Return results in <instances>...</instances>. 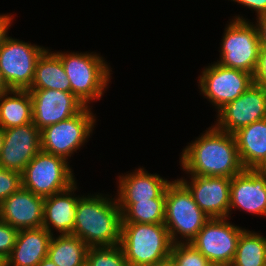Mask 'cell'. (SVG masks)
I'll use <instances>...</instances> for the list:
<instances>
[{
	"instance_id": "1",
	"label": "cell",
	"mask_w": 266,
	"mask_h": 266,
	"mask_svg": "<svg viewBox=\"0 0 266 266\" xmlns=\"http://www.w3.org/2000/svg\"><path fill=\"white\" fill-rule=\"evenodd\" d=\"M188 144L179 161L186 174L232 178L244 170L234 134L212 125Z\"/></svg>"
},
{
	"instance_id": "2",
	"label": "cell",
	"mask_w": 266,
	"mask_h": 266,
	"mask_svg": "<svg viewBox=\"0 0 266 266\" xmlns=\"http://www.w3.org/2000/svg\"><path fill=\"white\" fill-rule=\"evenodd\" d=\"M121 224V209L116 197L103 193L81 195L72 235L89 247L115 246L121 241Z\"/></svg>"
},
{
	"instance_id": "3",
	"label": "cell",
	"mask_w": 266,
	"mask_h": 266,
	"mask_svg": "<svg viewBox=\"0 0 266 266\" xmlns=\"http://www.w3.org/2000/svg\"><path fill=\"white\" fill-rule=\"evenodd\" d=\"M62 61L71 85V92L88 107L101 100L112 78V68L96 52H55Z\"/></svg>"
},
{
	"instance_id": "4",
	"label": "cell",
	"mask_w": 266,
	"mask_h": 266,
	"mask_svg": "<svg viewBox=\"0 0 266 266\" xmlns=\"http://www.w3.org/2000/svg\"><path fill=\"white\" fill-rule=\"evenodd\" d=\"M120 245L129 266H152L170 258L173 243L164 223L122 222Z\"/></svg>"
},
{
	"instance_id": "5",
	"label": "cell",
	"mask_w": 266,
	"mask_h": 266,
	"mask_svg": "<svg viewBox=\"0 0 266 266\" xmlns=\"http://www.w3.org/2000/svg\"><path fill=\"white\" fill-rule=\"evenodd\" d=\"M209 219L188 188L178 178L171 181L165 191L164 224L172 243H190Z\"/></svg>"
},
{
	"instance_id": "6",
	"label": "cell",
	"mask_w": 266,
	"mask_h": 266,
	"mask_svg": "<svg viewBox=\"0 0 266 266\" xmlns=\"http://www.w3.org/2000/svg\"><path fill=\"white\" fill-rule=\"evenodd\" d=\"M253 23L242 15H235L226 24L217 60L220 65L254 74L261 43L257 26Z\"/></svg>"
},
{
	"instance_id": "7",
	"label": "cell",
	"mask_w": 266,
	"mask_h": 266,
	"mask_svg": "<svg viewBox=\"0 0 266 266\" xmlns=\"http://www.w3.org/2000/svg\"><path fill=\"white\" fill-rule=\"evenodd\" d=\"M96 116L92 109L85 106L73 117L49 125L40 130L41 150L61 156L67 161L81 149L92 136Z\"/></svg>"
},
{
	"instance_id": "8",
	"label": "cell",
	"mask_w": 266,
	"mask_h": 266,
	"mask_svg": "<svg viewBox=\"0 0 266 266\" xmlns=\"http://www.w3.org/2000/svg\"><path fill=\"white\" fill-rule=\"evenodd\" d=\"M74 177L66 159L40 150L22 172V187L47 197L68 189Z\"/></svg>"
},
{
	"instance_id": "9",
	"label": "cell",
	"mask_w": 266,
	"mask_h": 266,
	"mask_svg": "<svg viewBox=\"0 0 266 266\" xmlns=\"http://www.w3.org/2000/svg\"><path fill=\"white\" fill-rule=\"evenodd\" d=\"M47 48L7 36L0 46V72L10 90H29L36 64Z\"/></svg>"
},
{
	"instance_id": "10",
	"label": "cell",
	"mask_w": 266,
	"mask_h": 266,
	"mask_svg": "<svg viewBox=\"0 0 266 266\" xmlns=\"http://www.w3.org/2000/svg\"><path fill=\"white\" fill-rule=\"evenodd\" d=\"M198 83L201 95L218 111L226 103L240 97L254 83V78L248 72L215 62L204 67L198 76Z\"/></svg>"
},
{
	"instance_id": "11",
	"label": "cell",
	"mask_w": 266,
	"mask_h": 266,
	"mask_svg": "<svg viewBox=\"0 0 266 266\" xmlns=\"http://www.w3.org/2000/svg\"><path fill=\"white\" fill-rule=\"evenodd\" d=\"M227 218H210L190 242L211 264L230 266L241 233L245 230Z\"/></svg>"
},
{
	"instance_id": "12",
	"label": "cell",
	"mask_w": 266,
	"mask_h": 266,
	"mask_svg": "<svg viewBox=\"0 0 266 266\" xmlns=\"http://www.w3.org/2000/svg\"><path fill=\"white\" fill-rule=\"evenodd\" d=\"M217 129L234 134L249 124L266 118V89L253 83L243 94L217 111Z\"/></svg>"
},
{
	"instance_id": "13",
	"label": "cell",
	"mask_w": 266,
	"mask_h": 266,
	"mask_svg": "<svg viewBox=\"0 0 266 266\" xmlns=\"http://www.w3.org/2000/svg\"><path fill=\"white\" fill-rule=\"evenodd\" d=\"M33 124L39 129L67 120L85 105L72 93L55 89H29Z\"/></svg>"
},
{
	"instance_id": "14",
	"label": "cell",
	"mask_w": 266,
	"mask_h": 266,
	"mask_svg": "<svg viewBox=\"0 0 266 266\" xmlns=\"http://www.w3.org/2000/svg\"><path fill=\"white\" fill-rule=\"evenodd\" d=\"M0 167L21 173L41 150L40 130L32 123L3 129Z\"/></svg>"
},
{
	"instance_id": "15",
	"label": "cell",
	"mask_w": 266,
	"mask_h": 266,
	"mask_svg": "<svg viewBox=\"0 0 266 266\" xmlns=\"http://www.w3.org/2000/svg\"><path fill=\"white\" fill-rule=\"evenodd\" d=\"M190 177V178H189ZM179 180L191 192L194 201L210 218L229 217L231 178L190 175Z\"/></svg>"
},
{
	"instance_id": "16",
	"label": "cell",
	"mask_w": 266,
	"mask_h": 266,
	"mask_svg": "<svg viewBox=\"0 0 266 266\" xmlns=\"http://www.w3.org/2000/svg\"><path fill=\"white\" fill-rule=\"evenodd\" d=\"M232 209L266 217V173L244 169L231 178L229 217Z\"/></svg>"
},
{
	"instance_id": "17",
	"label": "cell",
	"mask_w": 266,
	"mask_h": 266,
	"mask_svg": "<svg viewBox=\"0 0 266 266\" xmlns=\"http://www.w3.org/2000/svg\"><path fill=\"white\" fill-rule=\"evenodd\" d=\"M44 197L21 187L0 203V219L18 230L41 228Z\"/></svg>"
},
{
	"instance_id": "18",
	"label": "cell",
	"mask_w": 266,
	"mask_h": 266,
	"mask_svg": "<svg viewBox=\"0 0 266 266\" xmlns=\"http://www.w3.org/2000/svg\"><path fill=\"white\" fill-rule=\"evenodd\" d=\"M77 189V182H75L64 191L44 197L42 227L51 235H55L53 229L60 235H72L76 206L80 199V195L75 193Z\"/></svg>"
},
{
	"instance_id": "19",
	"label": "cell",
	"mask_w": 266,
	"mask_h": 266,
	"mask_svg": "<svg viewBox=\"0 0 266 266\" xmlns=\"http://www.w3.org/2000/svg\"><path fill=\"white\" fill-rule=\"evenodd\" d=\"M119 175L117 202H138L152 198H159L171 183L159 174H151L146 169L138 168L133 172Z\"/></svg>"
},
{
	"instance_id": "20",
	"label": "cell",
	"mask_w": 266,
	"mask_h": 266,
	"mask_svg": "<svg viewBox=\"0 0 266 266\" xmlns=\"http://www.w3.org/2000/svg\"><path fill=\"white\" fill-rule=\"evenodd\" d=\"M52 235L43 227L21 229L5 266H37L47 257Z\"/></svg>"
},
{
	"instance_id": "21",
	"label": "cell",
	"mask_w": 266,
	"mask_h": 266,
	"mask_svg": "<svg viewBox=\"0 0 266 266\" xmlns=\"http://www.w3.org/2000/svg\"><path fill=\"white\" fill-rule=\"evenodd\" d=\"M244 169H257L266 160V118L234 133Z\"/></svg>"
},
{
	"instance_id": "22",
	"label": "cell",
	"mask_w": 266,
	"mask_h": 266,
	"mask_svg": "<svg viewBox=\"0 0 266 266\" xmlns=\"http://www.w3.org/2000/svg\"><path fill=\"white\" fill-rule=\"evenodd\" d=\"M50 51L47 47L38 59L30 89H55L71 92V85L61 59L54 51Z\"/></svg>"
},
{
	"instance_id": "23",
	"label": "cell",
	"mask_w": 266,
	"mask_h": 266,
	"mask_svg": "<svg viewBox=\"0 0 266 266\" xmlns=\"http://www.w3.org/2000/svg\"><path fill=\"white\" fill-rule=\"evenodd\" d=\"M32 101L28 90H9L0 95V128L32 123Z\"/></svg>"
},
{
	"instance_id": "24",
	"label": "cell",
	"mask_w": 266,
	"mask_h": 266,
	"mask_svg": "<svg viewBox=\"0 0 266 266\" xmlns=\"http://www.w3.org/2000/svg\"><path fill=\"white\" fill-rule=\"evenodd\" d=\"M89 246L74 235H52L47 257L57 266H86Z\"/></svg>"
},
{
	"instance_id": "25",
	"label": "cell",
	"mask_w": 266,
	"mask_h": 266,
	"mask_svg": "<svg viewBox=\"0 0 266 266\" xmlns=\"http://www.w3.org/2000/svg\"><path fill=\"white\" fill-rule=\"evenodd\" d=\"M122 222L160 224L165 220V192L159 198L118 202Z\"/></svg>"
},
{
	"instance_id": "26",
	"label": "cell",
	"mask_w": 266,
	"mask_h": 266,
	"mask_svg": "<svg viewBox=\"0 0 266 266\" xmlns=\"http://www.w3.org/2000/svg\"><path fill=\"white\" fill-rule=\"evenodd\" d=\"M266 264V236L245 229L238 240L236 254L230 266H264Z\"/></svg>"
},
{
	"instance_id": "27",
	"label": "cell",
	"mask_w": 266,
	"mask_h": 266,
	"mask_svg": "<svg viewBox=\"0 0 266 266\" xmlns=\"http://www.w3.org/2000/svg\"><path fill=\"white\" fill-rule=\"evenodd\" d=\"M86 266H129L120 244L115 246L89 247Z\"/></svg>"
},
{
	"instance_id": "28",
	"label": "cell",
	"mask_w": 266,
	"mask_h": 266,
	"mask_svg": "<svg viewBox=\"0 0 266 266\" xmlns=\"http://www.w3.org/2000/svg\"><path fill=\"white\" fill-rule=\"evenodd\" d=\"M170 259L175 266H209L208 259L191 243L173 244Z\"/></svg>"
},
{
	"instance_id": "29",
	"label": "cell",
	"mask_w": 266,
	"mask_h": 266,
	"mask_svg": "<svg viewBox=\"0 0 266 266\" xmlns=\"http://www.w3.org/2000/svg\"><path fill=\"white\" fill-rule=\"evenodd\" d=\"M22 187V174L0 167V203Z\"/></svg>"
},
{
	"instance_id": "30",
	"label": "cell",
	"mask_w": 266,
	"mask_h": 266,
	"mask_svg": "<svg viewBox=\"0 0 266 266\" xmlns=\"http://www.w3.org/2000/svg\"><path fill=\"white\" fill-rule=\"evenodd\" d=\"M19 230L0 219V258L5 261L12 252Z\"/></svg>"
},
{
	"instance_id": "31",
	"label": "cell",
	"mask_w": 266,
	"mask_h": 266,
	"mask_svg": "<svg viewBox=\"0 0 266 266\" xmlns=\"http://www.w3.org/2000/svg\"><path fill=\"white\" fill-rule=\"evenodd\" d=\"M254 83L266 89V46H261L258 63L253 74Z\"/></svg>"
},
{
	"instance_id": "32",
	"label": "cell",
	"mask_w": 266,
	"mask_h": 266,
	"mask_svg": "<svg viewBox=\"0 0 266 266\" xmlns=\"http://www.w3.org/2000/svg\"><path fill=\"white\" fill-rule=\"evenodd\" d=\"M247 7L250 10L256 12L255 15L260 16L266 14V0H231Z\"/></svg>"
},
{
	"instance_id": "33",
	"label": "cell",
	"mask_w": 266,
	"mask_h": 266,
	"mask_svg": "<svg viewBox=\"0 0 266 266\" xmlns=\"http://www.w3.org/2000/svg\"><path fill=\"white\" fill-rule=\"evenodd\" d=\"M13 16L11 14H0V46L3 44L5 38L9 35L8 30L13 25Z\"/></svg>"
},
{
	"instance_id": "34",
	"label": "cell",
	"mask_w": 266,
	"mask_h": 266,
	"mask_svg": "<svg viewBox=\"0 0 266 266\" xmlns=\"http://www.w3.org/2000/svg\"><path fill=\"white\" fill-rule=\"evenodd\" d=\"M255 24L258 29L261 46H266V14L256 17Z\"/></svg>"
},
{
	"instance_id": "35",
	"label": "cell",
	"mask_w": 266,
	"mask_h": 266,
	"mask_svg": "<svg viewBox=\"0 0 266 266\" xmlns=\"http://www.w3.org/2000/svg\"><path fill=\"white\" fill-rule=\"evenodd\" d=\"M10 89L8 87V85L5 83L3 77H2V74L0 72V95L3 94V93H6L8 92Z\"/></svg>"
},
{
	"instance_id": "36",
	"label": "cell",
	"mask_w": 266,
	"mask_h": 266,
	"mask_svg": "<svg viewBox=\"0 0 266 266\" xmlns=\"http://www.w3.org/2000/svg\"><path fill=\"white\" fill-rule=\"evenodd\" d=\"M37 266H57L49 257H45Z\"/></svg>"
},
{
	"instance_id": "37",
	"label": "cell",
	"mask_w": 266,
	"mask_h": 266,
	"mask_svg": "<svg viewBox=\"0 0 266 266\" xmlns=\"http://www.w3.org/2000/svg\"><path fill=\"white\" fill-rule=\"evenodd\" d=\"M152 266H175V264L173 263V261L170 258H168V259H166L162 262L156 263Z\"/></svg>"
},
{
	"instance_id": "38",
	"label": "cell",
	"mask_w": 266,
	"mask_h": 266,
	"mask_svg": "<svg viewBox=\"0 0 266 266\" xmlns=\"http://www.w3.org/2000/svg\"><path fill=\"white\" fill-rule=\"evenodd\" d=\"M3 144H4V132H3V129L0 128V155H1Z\"/></svg>"
},
{
	"instance_id": "39",
	"label": "cell",
	"mask_w": 266,
	"mask_h": 266,
	"mask_svg": "<svg viewBox=\"0 0 266 266\" xmlns=\"http://www.w3.org/2000/svg\"><path fill=\"white\" fill-rule=\"evenodd\" d=\"M256 170L262 173H266V160Z\"/></svg>"
},
{
	"instance_id": "40",
	"label": "cell",
	"mask_w": 266,
	"mask_h": 266,
	"mask_svg": "<svg viewBox=\"0 0 266 266\" xmlns=\"http://www.w3.org/2000/svg\"><path fill=\"white\" fill-rule=\"evenodd\" d=\"M0 266H5V261L0 258Z\"/></svg>"
},
{
	"instance_id": "41",
	"label": "cell",
	"mask_w": 266,
	"mask_h": 266,
	"mask_svg": "<svg viewBox=\"0 0 266 266\" xmlns=\"http://www.w3.org/2000/svg\"><path fill=\"white\" fill-rule=\"evenodd\" d=\"M209 266H225V265H219V264H211Z\"/></svg>"
}]
</instances>
